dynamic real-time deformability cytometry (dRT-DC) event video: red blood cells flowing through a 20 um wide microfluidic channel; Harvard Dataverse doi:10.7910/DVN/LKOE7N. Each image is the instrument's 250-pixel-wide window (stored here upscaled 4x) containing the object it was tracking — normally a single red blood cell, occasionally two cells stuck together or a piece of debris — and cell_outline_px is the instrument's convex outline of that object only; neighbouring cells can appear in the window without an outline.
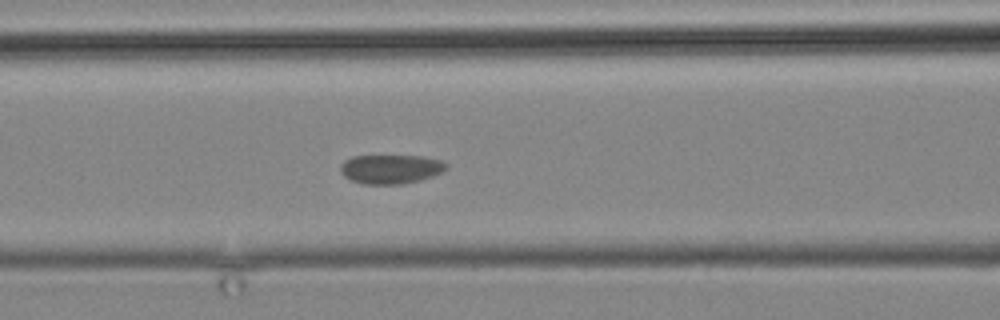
{"species": "common noctule bat (a hibernating species)", "species_latin": "Nyctalus noctula", "temperature_condition": "cold", "stored_images_in_passage": 3, "camera_frame_rate_fps": 3000, "um_per_image_px": 0.085, "animal": {"sex": "male", "body_mass_g": 19.2, "forearm_length_mm": 51.8}, "frame": {"image": 1, "passage_image": 3, "time_ms": 2.333, "image_size_px": [1000, 320], "cell_outline_px": [[448, 168], [444, 172], [420, 180], [404, 184], [364, 184], [352, 180], [344, 176], [340, 172], [340, 164], [344, 160], [352, 156], [424, 156], [440, 160], [448, 164]], "centroid_in_image_um": [33.23, 14.37], "position_along_channel_um": 133.4, "area_um2": 18.15}}